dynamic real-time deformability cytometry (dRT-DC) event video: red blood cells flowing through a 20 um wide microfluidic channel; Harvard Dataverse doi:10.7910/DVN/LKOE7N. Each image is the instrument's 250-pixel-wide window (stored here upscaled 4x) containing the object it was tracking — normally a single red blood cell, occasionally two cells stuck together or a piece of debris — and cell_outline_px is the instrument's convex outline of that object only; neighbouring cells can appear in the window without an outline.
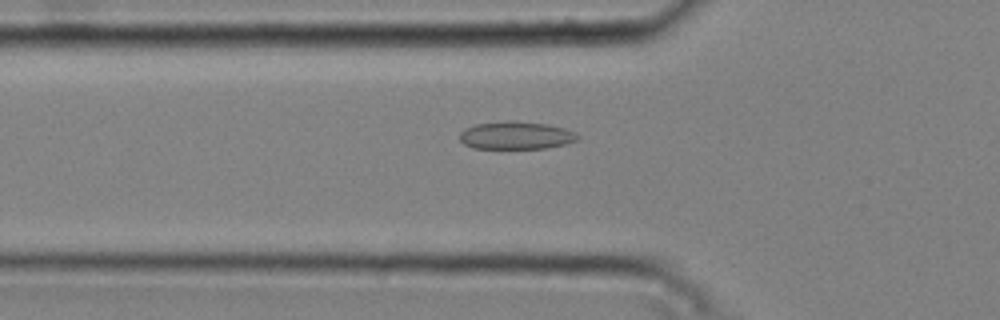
{"species": "common noctule bat (a hibernating species)", "species_latin": "Nyctalus noctula", "temperature_condition": "cold", "stored_images_in_passage": 34, "camera_frame_rate_fps": 3000, "um_per_image_px": 0.085, "animal": {"sex": "male", "body_mass_g": 20.4}, "frame": {"image": 1, "passage_image": 5, "time_ms": 1.333, "image_size_px": [1000, 320], "cell_outline_px": [[580, 136], [576, 140], [568, 144], [548, 148], [472, 148], [464, 144], [460, 140], [460, 132], [464, 128], [476, 124], [508, 120], [516, 120], [548, 124], [564, 128], [576, 132]], "centroid_in_image_um": [43.88, 11.5], "position_along_channel_um": 81.9, "area_um2": 19.36}}
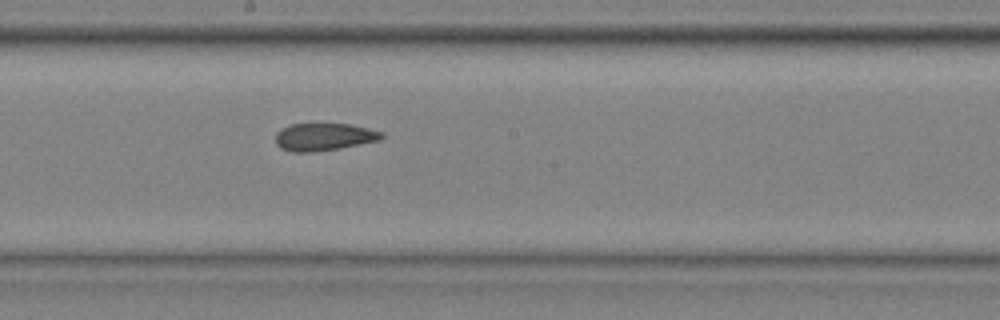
{"frame": {"image": 2, "passage_image": 16, "time_ms": 5.0, "image_size_px": [1000, 320], "cell_outline_px": [[384, 136], [380, 140], [340, 148], [312, 152], [292, 152], [280, 148], [276, 144], [276, 132], [280, 128], [288, 124], [348, 124], [368, 128], [384, 132]], "centroid_in_image_um": [27.51, 11.63], "position_along_channel_um": 220.7, "area_um2": 17.11}}
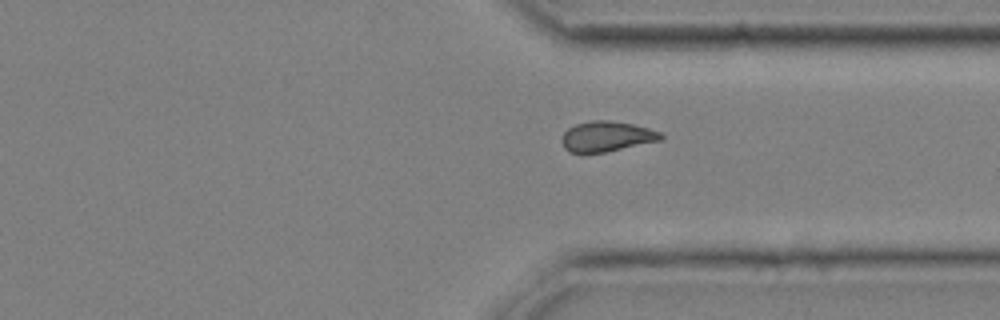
{"frame": {"image": 3, "passage_image": 27, "time_ms": 8.667, "image_size_px": [1000, 320], "cell_outline_px": [[664, 140], [604, 152], [568, 152], [564, 148], [560, 140], [564, 132], [568, 128], [576, 124], [592, 120], [608, 120], [632, 124], [664, 132]], "centroid_in_image_um": [51.6, 11.59], "position_along_channel_um": 359.8, "area_um2": 17.63}, "authors_computed_cell_mechanics": {"area_um2": 17.629, "velocity_mm_per_s": 3.7745, "shape_relaxation_time_tau1_ms": null, "shape_relaxation_time_tau2_ms": 1.6767, "deformation_change_tau1": null, "deformation_change_tau2": 0.0735}}